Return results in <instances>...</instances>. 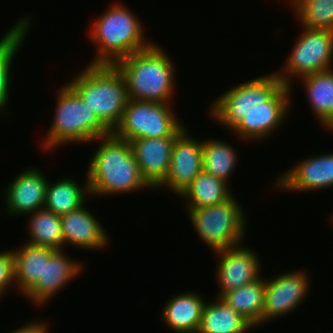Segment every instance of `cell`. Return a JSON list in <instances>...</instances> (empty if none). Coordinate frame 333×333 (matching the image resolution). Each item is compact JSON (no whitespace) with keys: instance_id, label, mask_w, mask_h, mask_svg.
<instances>
[{"instance_id":"4","label":"cell","mask_w":333,"mask_h":333,"mask_svg":"<svg viewBox=\"0 0 333 333\" xmlns=\"http://www.w3.org/2000/svg\"><path fill=\"white\" fill-rule=\"evenodd\" d=\"M72 79L67 84L112 132L120 123L128 101L123 74L115 65L88 64Z\"/></svg>"},{"instance_id":"17","label":"cell","mask_w":333,"mask_h":333,"mask_svg":"<svg viewBox=\"0 0 333 333\" xmlns=\"http://www.w3.org/2000/svg\"><path fill=\"white\" fill-rule=\"evenodd\" d=\"M86 204L60 216L64 246L67 248L68 244L87 251L105 250L111 241L110 237Z\"/></svg>"},{"instance_id":"22","label":"cell","mask_w":333,"mask_h":333,"mask_svg":"<svg viewBox=\"0 0 333 333\" xmlns=\"http://www.w3.org/2000/svg\"><path fill=\"white\" fill-rule=\"evenodd\" d=\"M53 182H48L44 208L59 216L80 208L91 198L87 175L86 181L81 185L78 180L62 177ZM89 196V198H88ZM87 198V199H86Z\"/></svg>"},{"instance_id":"24","label":"cell","mask_w":333,"mask_h":333,"mask_svg":"<svg viewBox=\"0 0 333 333\" xmlns=\"http://www.w3.org/2000/svg\"><path fill=\"white\" fill-rule=\"evenodd\" d=\"M207 301L197 333H249L255 329L222 298Z\"/></svg>"},{"instance_id":"1","label":"cell","mask_w":333,"mask_h":333,"mask_svg":"<svg viewBox=\"0 0 333 333\" xmlns=\"http://www.w3.org/2000/svg\"><path fill=\"white\" fill-rule=\"evenodd\" d=\"M99 141L86 171L90 197H107L153 189L143 178L132 146L112 132Z\"/></svg>"},{"instance_id":"13","label":"cell","mask_w":333,"mask_h":333,"mask_svg":"<svg viewBox=\"0 0 333 333\" xmlns=\"http://www.w3.org/2000/svg\"><path fill=\"white\" fill-rule=\"evenodd\" d=\"M217 257L215 280L218 282L221 297L225 292L232 291L260 278L261 262L258 253L241 244L235 247L214 252Z\"/></svg>"},{"instance_id":"6","label":"cell","mask_w":333,"mask_h":333,"mask_svg":"<svg viewBox=\"0 0 333 333\" xmlns=\"http://www.w3.org/2000/svg\"><path fill=\"white\" fill-rule=\"evenodd\" d=\"M238 201L233 194L220 204L186 209L195 232L214 252L244 243L248 224Z\"/></svg>"},{"instance_id":"12","label":"cell","mask_w":333,"mask_h":333,"mask_svg":"<svg viewBox=\"0 0 333 333\" xmlns=\"http://www.w3.org/2000/svg\"><path fill=\"white\" fill-rule=\"evenodd\" d=\"M66 250H54L44 247L43 276L39 278L23 295L36 306L45 305L71 281L77 279L83 271L82 261L74 260Z\"/></svg>"},{"instance_id":"29","label":"cell","mask_w":333,"mask_h":333,"mask_svg":"<svg viewBox=\"0 0 333 333\" xmlns=\"http://www.w3.org/2000/svg\"><path fill=\"white\" fill-rule=\"evenodd\" d=\"M288 5L300 26L333 31V0H293Z\"/></svg>"},{"instance_id":"30","label":"cell","mask_w":333,"mask_h":333,"mask_svg":"<svg viewBox=\"0 0 333 333\" xmlns=\"http://www.w3.org/2000/svg\"><path fill=\"white\" fill-rule=\"evenodd\" d=\"M15 289L14 256L12 249L0 252V299Z\"/></svg>"},{"instance_id":"31","label":"cell","mask_w":333,"mask_h":333,"mask_svg":"<svg viewBox=\"0 0 333 333\" xmlns=\"http://www.w3.org/2000/svg\"><path fill=\"white\" fill-rule=\"evenodd\" d=\"M48 323L44 321L33 320L26 322V324L20 326L18 329L13 330L10 333H50L48 330Z\"/></svg>"},{"instance_id":"14","label":"cell","mask_w":333,"mask_h":333,"mask_svg":"<svg viewBox=\"0 0 333 333\" xmlns=\"http://www.w3.org/2000/svg\"><path fill=\"white\" fill-rule=\"evenodd\" d=\"M186 128L176 139L172 147L170 168L158 189L170 190L181 195L203 170V140H198L188 133Z\"/></svg>"},{"instance_id":"3","label":"cell","mask_w":333,"mask_h":333,"mask_svg":"<svg viewBox=\"0 0 333 333\" xmlns=\"http://www.w3.org/2000/svg\"><path fill=\"white\" fill-rule=\"evenodd\" d=\"M172 60L155 42L119 60L115 66L125 78L128 99L172 103L176 86Z\"/></svg>"},{"instance_id":"11","label":"cell","mask_w":333,"mask_h":333,"mask_svg":"<svg viewBox=\"0 0 333 333\" xmlns=\"http://www.w3.org/2000/svg\"><path fill=\"white\" fill-rule=\"evenodd\" d=\"M293 86L284 85L268 102L248 112L242 121L230 132L246 143H255L266 138L283 126L289 116Z\"/></svg>"},{"instance_id":"18","label":"cell","mask_w":333,"mask_h":333,"mask_svg":"<svg viewBox=\"0 0 333 333\" xmlns=\"http://www.w3.org/2000/svg\"><path fill=\"white\" fill-rule=\"evenodd\" d=\"M176 138H139L130 142L140 172L153 190H157L168 174Z\"/></svg>"},{"instance_id":"9","label":"cell","mask_w":333,"mask_h":333,"mask_svg":"<svg viewBox=\"0 0 333 333\" xmlns=\"http://www.w3.org/2000/svg\"><path fill=\"white\" fill-rule=\"evenodd\" d=\"M301 27L282 70L275 72L290 87L296 78L333 67V31Z\"/></svg>"},{"instance_id":"21","label":"cell","mask_w":333,"mask_h":333,"mask_svg":"<svg viewBox=\"0 0 333 333\" xmlns=\"http://www.w3.org/2000/svg\"><path fill=\"white\" fill-rule=\"evenodd\" d=\"M315 118L333 133V68L300 77Z\"/></svg>"},{"instance_id":"2","label":"cell","mask_w":333,"mask_h":333,"mask_svg":"<svg viewBox=\"0 0 333 333\" xmlns=\"http://www.w3.org/2000/svg\"><path fill=\"white\" fill-rule=\"evenodd\" d=\"M94 19L89 31L96 48L90 65H115L119 60L149 47L145 27L134 12L123 3H113Z\"/></svg>"},{"instance_id":"28","label":"cell","mask_w":333,"mask_h":333,"mask_svg":"<svg viewBox=\"0 0 333 333\" xmlns=\"http://www.w3.org/2000/svg\"><path fill=\"white\" fill-rule=\"evenodd\" d=\"M14 256L15 290L23 295L43 276L44 247L30 245L12 249Z\"/></svg>"},{"instance_id":"15","label":"cell","mask_w":333,"mask_h":333,"mask_svg":"<svg viewBox=\"0 0 333 333\" xmlns=\"http://www.w3.org/2000/svg\"><path fill=\"white\" fill-rule=\"evenodd\" d=\"M276 179L274 187L279 191L301 193L330 189L333 187V152L302 159Z\"/></svg>"},{"instance_id":"26","label":"cell","mask_w":333,"mask_h":333,"mask_svg":"<svg viewBox=\"0 0 333 333\" xmlns=\"http://www.w3.org/2000/svg\"><path fill=\"white\" fill-rule=\"evenodd\" d=\"M30 216L27 226L28 244L47 247L54 250H63L64 237L62 234L61 218L59 215L42 208L26 214Z\"/></svg>"},{"instance_id":"20","label":"cell","mask_w":333,"mask_h":333,"mask_svg":"<svg viewBox=\"0 0 333 333\" xmlns=\"http://www.w3.org/2000/svg\"><path fill=\"white\" fill-rule=\"evenodd\" d=\"M32 16L19 18L15 25L0 38V112L7 113L9 103L12 65L17 52L31 29ZM6 109V110H5ZM4 110V111H3ZM7 111V112H6Z\"/></svg>"},{"instance_id":"25","label":"cell","mask_w":333,"mask_h":333,"mask_svg":"<svg viewBox=\"0 0 333 333\" xmlns=\"http://www.w3.org/2000/svg\"><path fill=\"white\" fill-rule=\"evenodd\" d=\"M232 191L230 184L202 170L178 197L185 199V209L203 208L228 200Z\"/></svg>"},{"instance_id":"5","label":"cell","mask_w":333,"mask_h":333,"mask_svg":"<svg viewBox=\"0 0 333 333\" xmlns=\"http://www.w3.org/2000/svg\"><path fill=\"white\" fill-rule=\"evenodd\" d=\"M62 86L57 92L53 121L40 145L46 152L65 144H91L111 133L67 83Z\"/></svg>"},{"instance_id":"19","label":"cell","mask_w":333,"mask_h":333,"mask_svg":"<svg viewBox=\"0 0 333 333\" xmlns=\"http://www.w3.org/2000/svg\"><path fill=\"white\" fill-rule=\"evenodd\" d=\"M206 302L196 290L175 294L164 302L160 318L176 333H197Z\"/></svg>"},{"instance_id":"8","label":"cell","mask_w":333,"mask_h":333,"mask_svg":"<svg viewBox=\"0 0 333 333\" xmlns=\"http://www.w3.org/2000/svg\"><path fill=\"white\" fill-rule=\"evenodd\" d=\"M172 104L128 99L121 121L112 133L128 142L178 137L188 127L177 118Z\"/></svg>"},{"instance_id":"27","label":"cell","mask_w":333,"mask_h":333,"mask_svg":"<svg viewBox=\"0 0 333 333\" xmlns=\"http://www.w3.org/2000/svg\"><path fill=\"white\" fill-rule=\"evenodd\" d=\"M237 163L238 152L235 146L218 138L203 139L202 168L205 172L229 184Z\"/></svg>"},{"instance_id":"7","label":"cell","mask_w":333,"mask_h":333,"mask_svg":"<svg viewBox=\"0 0 333 333\" xmlns=\"http://www.w3.org/2000/svg\"><path fill=\"white\" fill-rule=\"evenodd\" d=\"M269 74L244 81L219 95L209 107L211 119L231 132L248 112L268 102L284 86L274 71Z\"/></svg>"},{"instance_id":"16","label":"cell","mask_w":333,"mask_h":333,"mask_svg":"<svg viewBox=\"0 0 333 333\" xmlns=\"http://www.w3.org/2000/svg\"><path fill=\"white\" fill-rule=\"evenodd\" d=\"M48 182L37 166L23 169L3 190L5 212L17 217L44 208Z\"/></svg>"},{"instance_id":"23","label":"cell","mask_w":333,"mask_h":333,"mask_svg":"<svg viewBox=\"0 0 333 333\" xmlns=\"http://www.w3.org/2000/svg\"><path fill=\"white\" fill-rule=\"evenodd\" d=\"M266 278L262 275L252 283L225 292L222 298L255 329L262 326V312L265 304Z\"/></svg>"},{"instance_id":"10","label":"cell","mask_w":333,"mask_h":333,"mask_svg":"<svg viewBox=\"0 0 333 333\" xmlns=\"http://www.w3.org/2000/svg\"><path fill=\"white\" fill-rule=\"evenodd\" d=\"M308 275L307 270L299 269L266 278L262 326L293 313L300 307L311 288Z\"/></svg>"}]
</instances>
